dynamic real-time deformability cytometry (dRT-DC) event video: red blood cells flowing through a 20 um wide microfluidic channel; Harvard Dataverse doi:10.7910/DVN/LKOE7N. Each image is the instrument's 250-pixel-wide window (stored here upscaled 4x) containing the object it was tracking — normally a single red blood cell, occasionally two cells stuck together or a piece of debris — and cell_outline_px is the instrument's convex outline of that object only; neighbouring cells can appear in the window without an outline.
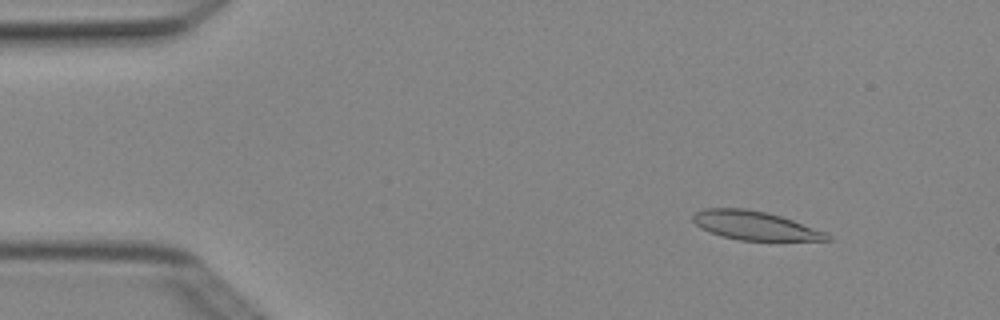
{"species": "Egyptian fruit bat (a non-hibernating species)", "species_latin": "Rousettus aegyptiacus", "temperature_condition": "cold", "stored_images_in_passage": 3, "camera_frame_rate_fps": 3000, "um_per_image_px": 0.085, "animal": {"sex": "female"}, "frame": {"image": 1, "passage_image": 1, "time_ms": 0.0, "image_size_px": [1000, 320], "cell_outline_px": [[832, 240], [740, 240], [724, 236], [700, 228], [692, 220], [692, 216], [696, 212], [704, 208], [744, 208], [768, 212], [792, 220], [824, 232], [832, 236]], "centroid_in_image_um": [64.14, 19.16], "position_along_channel_um": 20.9, "area_um2": 22.14}}